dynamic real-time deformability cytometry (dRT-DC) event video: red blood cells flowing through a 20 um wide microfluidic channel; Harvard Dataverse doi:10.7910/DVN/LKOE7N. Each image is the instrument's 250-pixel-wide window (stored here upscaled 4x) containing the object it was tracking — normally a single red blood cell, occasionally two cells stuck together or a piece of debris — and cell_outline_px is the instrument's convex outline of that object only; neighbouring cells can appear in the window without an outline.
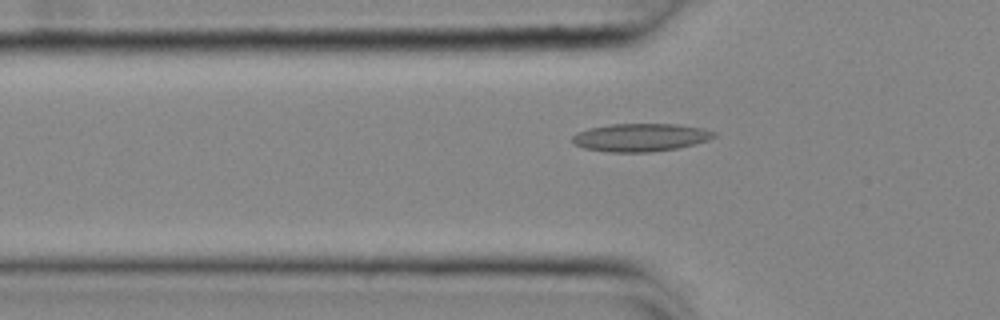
{"species": "common noctule bat (a hibernating species)", "species_latin": "Nyctalus noctula", "temperature_condition": "cold", "stored_images_in_passage": 50, "camera_frame_rate_fps": 3000, "um_per_image_px": 0.085, "animal": {"sex": "female", "body_mass_g": 25.1}, "frame": {"image": 1, "passage_image": 17, "time_ms": 5.333, "image_size_px": [1000, 320], "cell_outline_px": [[716, 136], [708, 140], [676, 148], [648, 152], [608, 152], [584, 148], [576, 144], [572, 140], [572, 136], [576, 132], [588, 128], [612, 124], [676, 124], [704, 128], [716, 132]], "centroid_in_image_um": [54.43, 11.67], "position_along_channel_um": 71.4, "area_um2": 23.0}}
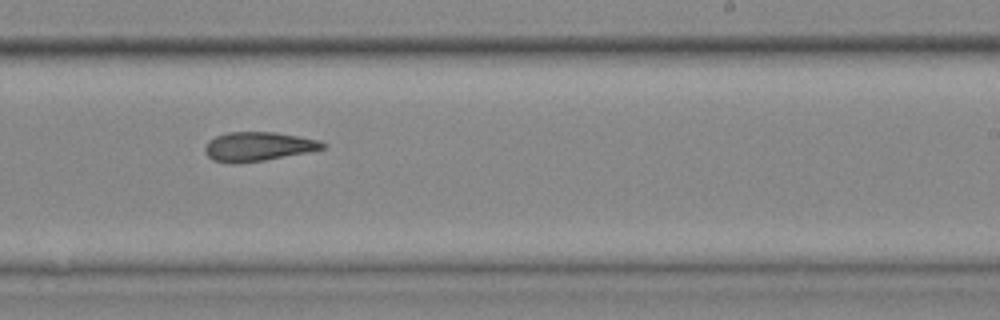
{"frame": {"image": 2, "passage_image": 33, "time_ms": 10.667, "image_size_px": [1000, 320], "cell_outline_px": [[328, 144], [324, 148], [312, 152], [264, 160], [212, 160], [204, 152], [204, 148], [208, 140], [216, 136], [228, 132], [276, 132], [300, 136], [320, 140]], "centroid_in_image_um": [22.04, 12.4], "position_along_channel_um": 267.0, "area_um2": 19.54}}
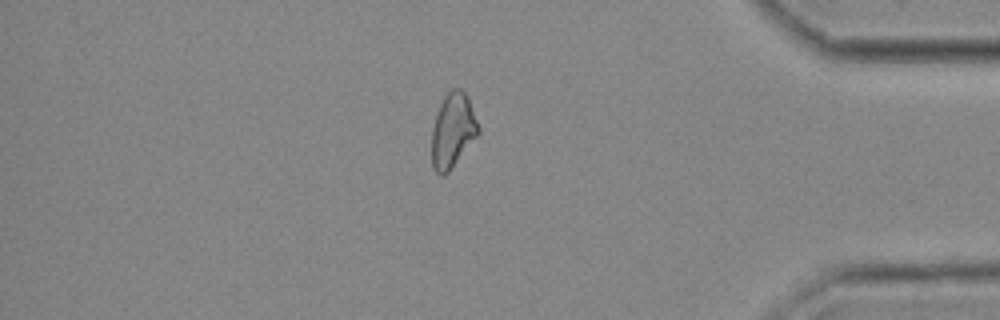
{"frame": {"image": 3, "passage_image": 46, "time_ms": 15.0, "image_size_px": [1000, 320], "cell_outline_px": [[480, 132], [448, 172], [444, 176], [440, 176], [432, 168], [432, 128], [440, 104], [444, 96], [452, 88], [460, 88], [464, 92], [468, 100], [480, 128]], "centroid_in_image_um": [38.47, 11.11], "position_along_channel_um": 396.7, "area_um2": 19.94}}